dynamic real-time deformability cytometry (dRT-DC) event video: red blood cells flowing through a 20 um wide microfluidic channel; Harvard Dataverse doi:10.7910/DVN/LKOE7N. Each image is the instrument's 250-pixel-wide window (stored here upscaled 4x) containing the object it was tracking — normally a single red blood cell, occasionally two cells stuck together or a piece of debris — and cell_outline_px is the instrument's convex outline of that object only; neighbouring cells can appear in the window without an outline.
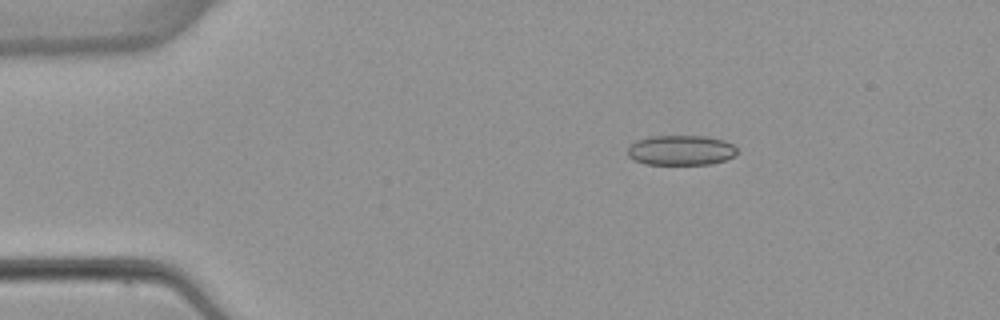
{"species": "common noctule bat (a hibernating species)", "species_latin": "Nyctalus noctula", "temperature_condition": "warm", "stored_images_in_passage": 5, "camera_frame_rate_fps": 3000, "um_per_image_px": 0.085, "animal": {"sex": "female", "body_mass_g": 22.7, "forearm_length_mm": 54.2}, "frame": {"image": 1, "passage_image": 3, "time_ms": 2.667, "image_size_px": [1000, 320], "cell_outline_px": [[736, 156], [712, 164], [644, 164], [628, 156], [628, 144], [636, 140], [648, 136], [708, 136], [724, 140], [732, 144], [736, 148]], "centroid_in_image_um": [57.86, 12.76], "position_along_channel_um": 27.1, "area_um2": 19.31}}
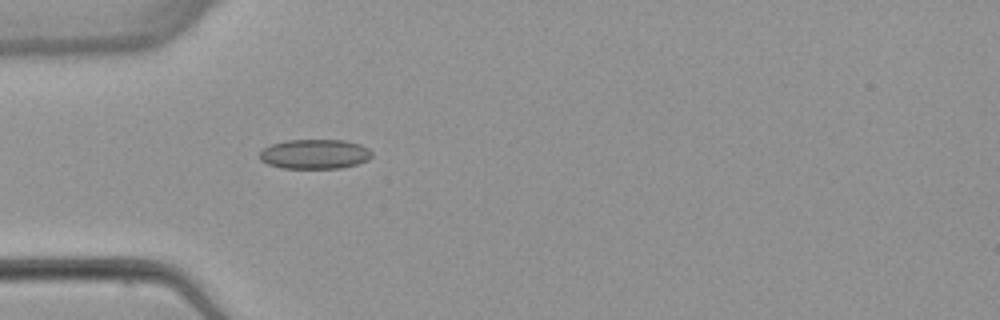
{"frame": {"image": 2, "passage_image": 5, "time_ms": 5.0, "image_size_px": [1000, 320], "cell_outline_px": [[372, 156], [368, 160], [356, 164], [340, 168], [280, 168], [268, 164], [260, 160], [260, 152], [264, 148], [272, 144], [288, 140], [344, 140], [360, 144], [368, 148], [372, 152]], "centroid_in_image_um": [26.76, 13.1], "position_along_channel_um": 58.2, "area_um2": 19.36}}